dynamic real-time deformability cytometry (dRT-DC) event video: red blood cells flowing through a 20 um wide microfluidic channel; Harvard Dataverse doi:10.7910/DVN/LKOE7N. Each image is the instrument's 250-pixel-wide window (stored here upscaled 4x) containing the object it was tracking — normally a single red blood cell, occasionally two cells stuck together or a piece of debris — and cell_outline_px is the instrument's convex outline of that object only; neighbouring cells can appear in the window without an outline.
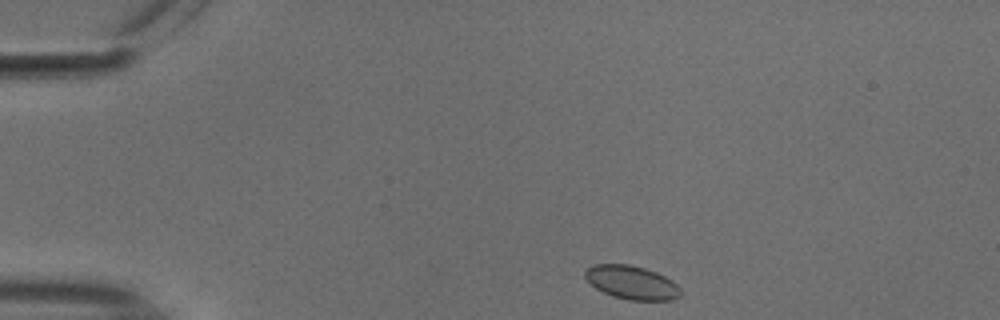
{"species": "common noctule bat (a hibernating species)", "species_latin": "Nyctalus noctula", "temperature_condition": "cold", "stored_images_in_passage": 45, "camera_frame_rate_fps": 3000, "um_per_image_px": 0.085, "animal": {"sex": "male", "body_mass_g": 18.8}, "frame": {"image": 1, "passage_image": 1, "time_ms": 0.0, "image_size_px": [1000, 320], "cell_outline_px": [[680, 296], [672, 300], [628, 300], [612, 296], [596, 288], [584, 276], [584, 268], [592, 264], [628, 264], [644, 268], [656, 272], [672, 280], [680, 288]], "centroid_in_image_um": [53.67, 24.0], "position_along_channel_um": 31.3, "area_um2": 18.73}}
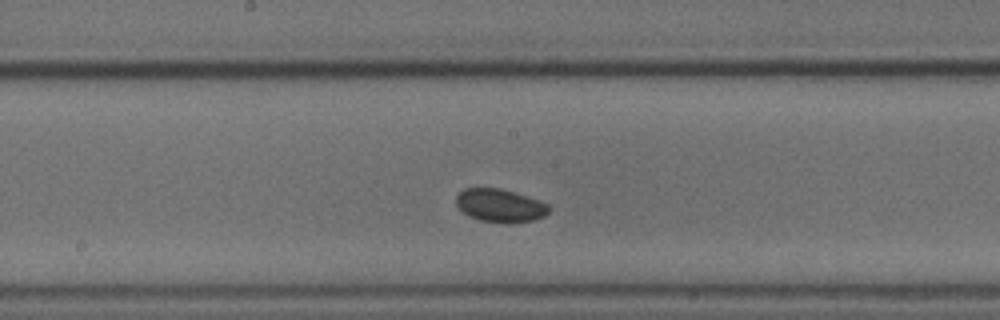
{"frame": {"image": 2, "passage_image": 20, "time_ms": 6.333, "image_size_px": [1000, 320], "cell_outline_px": [[548, 212], [544, 216], [532, 220], [480, 220], [468, 216], [456, 204], [456, 196], [464, 188], [500, 188], [540, 200], [548, 204]], "centroid_in_image_um": [42.47, 17.41], "position_along_channel_um": 205.7, "area_um2": 17.11}}
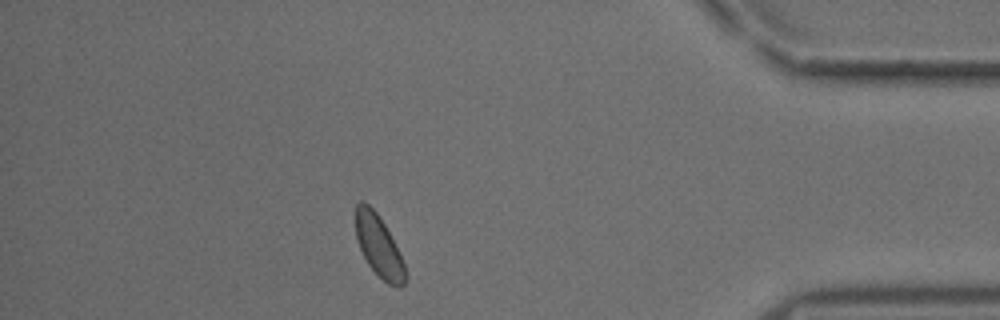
{"frame": {"image": 3, "passage_image": 39, "time_ms": 12.667, "image_size_px": [1000, 320], "cell_outline_px": [[404, 284], [400, 288], [388, 284], [368, 264], [360, 248], [356, 236], [356, 204], [360, 200], [364, 200], [376, 212], [384, 224], [404, 264]], "centroid_in_image_um": [32.16, 20.88], "position_along_channel_um": 403.0, "area_um2": 17.11}}